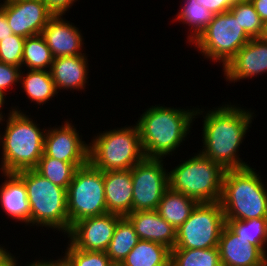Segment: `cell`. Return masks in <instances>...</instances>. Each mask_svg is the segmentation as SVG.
I'll use <instances>...</instances> for the list:
<instances>
[{
	"label": "cell",
	"mask_w": 267,
	"mask_h": 266,
	"mask_svg": "<svg viewBox=\"0 0 267 266\" xmlns=\"http://www.w3.org/2000/svg\"><path fill=\"white\" fill-rule=\"evenodd\" d=\"M84 165L86 164H72L60 161L43 153L34 170L53 184L67 190L76 170Z\"/></svg>",
	"instance_id": "83f0119b"
},
{
	"label": "cell",
	"mask_w": 267,
	"mask_h": 266,
	"mask_svg": "<svg viewBox=\"0 0 267 266\" xmlns=\"http://www.w3.org/2000/svg\"><path fill=\"white\" fill-rule=\"evenodd\" d=\"M88 54L56 57L50 68L57 91H85L89 83ZM88 80V81H87ZM62 90V91H61Z\"/></svg>",
	"instance_id": "d6986e66"
},
{
	"label": "cell",
	"mask_w": 267,
	"mask_h": 266,
	"mask_svg": "<svg viewBox=\"0 0 267 266\" xmlns=\"http://www.w3.org/2000/svg\"><path fill=\"white\" fill-rule=\"evenodd\" d=\"M60 259L67 266H115L104 251H86L75 248L69 241Z\"/></svg>",
	"instance_id": "4dcf8cb0"
},
{
	"label": "cell",
	"mask_w": 267,
	"mask_h": 266,
	"mask_svg": "<svg viewBox=\"0 0 267 266\" xmlns=\"http://www.w3.org/2000/svg\"><path fill=\"white\" fill-rule=\"evenodd\" d=\"M66 191L70 228L81 219L107 214L103 171L89 162L76 170Z\"/></svg>",
	"instance_id": "9c48e42d"
},
{
	"label": "cell",
	"mask_w": 267,
	"mask_h": 266,
	"mask_svg": "<svg viewBox=\"0 0 267 266\" xmlns=\"http://www.w3.org/2000/svg\"><path fill=\"white\" fill-rule=\"evenodd\" d=\"M260 174L252 166L226 170L219 200L225 220L267 218V181Z\"/></svg>",
	"instance_id": "277c9868"
},
{
	"label": "cell",
	"mask_w": 267,
	"mask_h": 266,
	"mask_svg": "<svg viewBox=\"0 0 267 266\" xmlns=\"http://www.w3.org/2000/svg\"><path fill=\"white\" fill-rule=\"evenodd\" d=\"M13 35L11 28L9 27L5 13L0 9V41L6 37Z\"/></svg>",
	"instance_id": "74e56055"
},
{
	"label": "cell",
	"mask_w": 267,
	"mask_h": 266,
	"mask_svg": "<svg viewBox=\"0 0 267 266\" xmlns=\"http://www.w3.org/2000/svg\"><path fill=\"white\" fill-rule=\"evenodd\" d=\"M0 9L13 34L25 38L40 35L55 15L43 0H1Z\"/></svg>",
	"instance_id": "7c38bea8"
},
{
	"label": "cell",
	"mask_w": 267,
	"mask_h": 266,
	"mask_svg": "<svg viewBox=\"0 0 267 266\" xmlns=\"http://www.w3.org/2000/svg\"><path fill=\"white\" fill-rule=\"evenodd\" d=\"M171 266H222L218 248L172 249Z\"/></svg>",
	"instance_id": "f546056e"
},
{
	"label": "cell",
	"mask_w": 267,
	"mask_h": 266,
	"mask_svg": "<svg viewBox=\"0 0 267 266\" xmlns=\"http://www.w3.org/2000/svg\"><path fill=\"white\" fill-rule=\"evenodd\" d=\"M57 259L55 260V259H41L47 266H67L60 258H59V256L58 257H56Z\"/></svg>",
	"instance_id": "60d3db41"
},
{
	"label": "cell",
	"mask_w": 267,
	"mask_h": 266,
	"mask_svg": "<svg viewBox=\"0 0 267 266\" xmlns=\"http://www.w3.org/2000/svg\"><path fill=\"white\" fill-rule=\"evenodd\" d=\"M8 249L0 244V266H6L15 257Z\"/></svg>",
	"instance_id": "f35d334b"
},
{
	"label": "cell",
	"mask_w": 267,
	"mask_h": 266,
	"mask_svg": "<svg viewBox=\"0 0 267 266\" xmlns=\"http://www.w3.org/2000/svg\"><path fill=\"white\" fill-rule=\"evenodd\" d=\"M222 266H263L267 256L247 239L236 235L226 224L218 242Z\"/></svg>",
	"instance_id": "e0dca14e"
},
{
	"label": "cell",
	"mask_w": 267,
	"mask_h": 266,
	"mask_svg": "<svg viewBox=\"0 0 267 266\" xmlns=\"http://www.w3.org/2000/svg\"><path fill=\"white\" fill-rule=\"evenodd\" d=\"M139 240L133 224L126 216H123L117 222L113 237L105 251L106 255L114 265L119 266Z\"/></svg>",
	"instance_id": "d4e9b609"
},
{
	"label": "cell",
	"mask_w": 267,
	"mask_h": 266,
	"mask_svg": "<svg viewBox=\"0 0 267 266\" xmlns=\"http://www.w3.org/2000/svg\"><path fill=\"white\" fill-rule=\"evenodd\" d=\"M197 204L196 200L169 187L156 211L177 230L188 219Z\"/></svg>",
	"instance_id": "603a6c76"
},
{
	"label": "cell",
	"mask_w": 267,
	"mask_h": 266,
	"mask_svg": "<svg viewBox=\"0 0 267 266\" xmlns=\"http://www.w3.org/2000/svg\"><path fill=\"white\" fill-rule=\"evenodd\" d=\"M229 11L250 38L262 37L265 24L250 1L236 2Z\"/></svg>",
	"instance_id": "1f68e13d"
},
{
	"label": "cell",
	"mask_w": 267,
	"mask_h": 266,
	"mask_svg": "<svg viewBox=\"0 0 267 266\" xmlns=\"http://www.w3.org/2000/svg\"><path fill=\"white\" fill-rule=\"evenodd\" d=\"M53 60L54 56L41 34L25 38L22 69L50 71Z\"/></svg>",
	"instance_id": "4316f807"
},
{
	"label": "cell",
	"mask_w": 267,
	"mask_h": 266,
	"mask_svg": "<svg viewBox=\"0 0 267 266\" xmlns=\"http://www.w3.org/2000/svg\"><path fill=\"white\" fill-rule=\"evenodd\" d=\"M225 221L236 235L247 239L267 256V218Z\"/></svg>",
	"instance_id": "f1b7e54d"
},
{
	"label": "cell",
	"mask_w": 267,
	"mask_h": 266,
	"mask_svg": "<svg viewBox=\"0 0 267 266\" xmlns=\"http://www.w3.org/2000/svg\"><path fill=\"white\" fill-rule=\"evenodd\" d=\"M222 71L229 84L267 74V41L262 37L251 38Z\"/></svg>",
	"instance_id": "9a60e30c"
},
{
	"label": "cell",
	"mask_w": 267,
	"mask_h": 266,
	"mask_svg": "<svg viewBox=\"0 0 267 266\" xmlns=\"http://www.w3.org/2000/svg\"><path fill=\"white\" fill-rule=\"evenodd\" d=\"M126 217L133 224L140 240L160 243L170 250L175 247L177 230L156 210L135 211Z\"/></svg>",
	"instance_id": "ffe728a7"
},
{
	"label": "cell",
	"mask_w": 267,
	"mask_h": 266,
	"mask_svg": "<svg viewBox=\"0 0 267 266\" xmlns=\"http://www.w3.org/2000/svg\"><path fill=\"white\" fill-rule=\"evenodd\" d=\"M65 120L61 126L47 127L44 137V154L72 164H87L89 143L82 139L83 136L80 135L72 119Z\"/></svg>",
	"instance_id": "4fadbf2b"
},
{
	"label": "cell",
	"mask_w": 267,
	"mask_h": 266,
	"mask_svg": "<svg viewBox=\"0 0 267 266\" xmlns=\"http://www.w3.org/2000/svg\"><path fill=\"white\" fill-rule=\"evenodd\" d=\"M23 70V71H22ZM20 73L19 86L25 92L26 99L35 103L37 109L41 105L49 103L54 97L58 98L57 88L51 77L50 71L47 70H28L22 69ZM26 72V73H25Z\"/></svg>",
	"instance_id": "7402d4cb"
},
{
	"label": "cell",
	"mask_w": 267,
	"mask_h": 266,
	"mask_svg": "<svg viewBox=\"0 0 267 266\" xmlns=\"http://www.w3.org/2000/svg\"><path fill=\"white\" fill-rule=\"evenodd\" d=\"M236 2L250 1V0H235Z\"/></svg>",
	"instance_id": "f6af8a7d"
},
{
	"label": "cell",
	"mask_w": 267,
	"mask_h": 266,
	"mask_svg": "<svg viewBox=\"0 0 267 266\" xmlns=\"http://www.w3.org/2000/svg\"><path fill=\"white\" fill-rule=\"evenodd\" d=\"M21 70V67L9 65L0 61V91L6 96L9 94L8 92L12 90L11 87L19 85Z\"/></svg>",
	"instance_id": "836d02e7"
},
{
	"label": "cell",
	"mask_w": 267,
	"mask_h": 266,
	"mask_svg": "<svg viewBox=\"0 0 267 266\" xmlns=\"http://www.w3.org/2000/svg\"><path fill=\"white\" fill-rule=\"evenodd\" d=\"M122 217L107 213L81 219L71 226L67 241L80 250L105 252Z\"/></svg>",
	"instance_id": "5bb4252c"
},
{
	"label": "cell",
	"mask_w": 267,
	"mask_h": 266,
	"mask_svg": "<svg viewBox=\"0 0 267 266\" xmlns=\"http://www.w3.org/2000/svg\"><path fill=\"white\" fill-rule=\"evenodd\" d=\"M262 38L267 41V23H265Z\"/></svg>",
	"instance_id": "ee69618b"
},
{
	"label": "cell",
	"mask_w": 267,
	"mask_h": 266,
	"mask_svg": "<svg viewBox=\"0 0 267 266\" xmlns=\"http://www.w3.org/2000/svg\"><path fill=\"white\" fill-rule=\"evenodd\" d=\"M226 224L220 202L198 203L188 219L177 229L173 249L218 248Z\"/></svg>",
	"instance_id": "30bf717a"
},
{
	"label": "cell",
	"mask_w": 267,
	"mask_h": 266,
	"mask_svg": "<svg viewBox=\"0 0 267 266\" xmlns=\"http://www.w3.org/2000/svg\"><path fill=\"white\" fill-rule=\"evenodd\" d=\"M96 134L88 142V162L103 172L129 170L145 158L136 123Z\"/></svg>",
	"instance_id": "8992f818"
},
{
	"label": "cell",
	"mask_w": 267,
	"mask_h": 266,
	"mask_svg": "<svg viewBox=\"0 0 267 266\" xmlns=\"http://www.w3.org/2000/svg\"><path fill=\"white\" fill-rule=\"evenodd\" d=\"M81 31L74 23L65 19L64 14H55L41 35L45 38L54 58L86 55L87 53H83L85 43Z\"/></svg>",
	"instance_id": "2e32d148"
},
{
	"label": "cell",
	"mask_w": 267,
	"mask_h": 266,
	"mask_svg": "<svg viewBox=\"0 0 267 266\" xmlns=\"http://www.w3.org/2000/svg\"><path fill=\"white\" fill-rule=\"evenodd\" d=\"M5 103L8 105V103H7V97H6V95L4 93H2L0 91V117L1 118H4L5 116H7V114H10L13 111V107L11 106L10 108H8V110H6V111H8V113L5 114V112L3 111V108L5 106L4 105Z\"/></svg>",
	"instance_id": "ab89813d"
},
{
	"label": "cell",
	"mask_w": 267,
	"mask_h": 266,
	"mask_svg": "<svg viewBox=\"0 0 267 266\" xmlns=\"http://www.w3.org/2000/svg\"><path fill=\"white\" fill-rule=\"evenodd\" d=\"M107 213L127 216L132 212L131 169L103 172Z\"/></svg>",
	"instance_id": "44dd1931"
},
{
	"label": "cell",
	"mask_w": 267,
	"mask_h": 266,
	"mask_svg": "<svg viewBox=\"0 0 267 266\" xmlns=\"http://www.w3.org/2000/svg\"><path fill=\"white\" fill-rule=\"evenodd\" d=\"M261 20L267 23V0H250Z\"/></svg>",
	"instance_id": "8d00e7d4"
},
{
	"label": "cell",
	"mask_w": 267,
	"mask_h": 266,
	"mask_svg": "<svg viewBox=\"0 0 267 266\" xmlns=\"http://www.w3.org/2000/svg\"><path fill=\"white\" fill-rule=\"evenodd\" d=\"M171 250L147 240H139L119 266H169Z\"/></svg>",
	"instance_id": "cb8c5ba5"
},
{
	"label": "cell",
	"mask_w": 267,
	"mask_h": 266,
	"mask_svg": "<svg viewBox=\"0 0 267 266\" xmlns=\"http://www.w3.org/2000/svg\"><path fill=\"white\" fill-rule=\"evenodd\" d=\"M25 37L11 35L0 41V61L22 68V55Z\"/></svg>",
	"instance_id": "d6a6232c"
},
{
	"label": "cell",
	"mask_w": 267,
	"mask_h": 266,
	"mask_svg": "<svg viewBox=\"0 0 267 266\" xmlns=\"http://www.w3.org/2000/svg\"><path fill=\"white\" fill-rule=\"evenodd\" d=\"M18 257H20V256H17V258H16V255H15V257L6 266H20L19 264L21 261Z\"/></svg>",
	"instance_id": "7bdbcfd3"
},
{
	"label": "cell",
	"mask_w": 267,
	"mask_h": 266,
	"mask_svg": "<svg viewBox=\"0 0 267 266\" xmlns=\"http://www.w3.org/2000/svg\"><path fill=\"white\" fill-rule=\"evenodd\" d=\"M20 266H22V265L20 264ZM24 266H47V265L40 259V257L38 259L36 257V259L34 261H32L30 263L28 261V262H26V264H24Z\"/></svg>",
	"instance_id": "b9f144b4"
},
{
	"label": "cell",
	"mask_w": 267,
	"mask_h": 266,
	"mask_svg": "<svg viewBox=\"0 0 267 266\" xmlns=\"http://www.w3.org/2000/svg\"><path fill=\"white\" fill-rule=\"evenodd\" d=\"M148 106L135 122L146 158L165 159L178 153V148L191 135L197 107ZM177 151V152H176Z\"/></svg>",
	"instance_id": "7a4b0ae2"
},
{
	"label": "cell",
	"mask_w": 267,
	"mask_h": 266,
	"mask_svg": "<svg viewBox=\"0 0 267 266\" xmlns=\"http://www.w3.org/2000/svg\"><path fill=\"white\" fill-rule=\"evenodd\" d=\"M251 38L230 12L215 14L213 20L191 43L210 62L225 67Z\"/></svg>",
	"instance_id": "ba28073f"
},
{
	"label": "cell",
	"mask_w": 267,
	"mask_h": 266,
	"mask_svg": "<svg viewBox=\"0 0 267 266\" xmlns=\"http://www.w3.org/2000/svg\"><path fill=\"white\" fill-rule=\"evenodd\" d=\"M12 107L13 111L0 120L1 126L5 125L4 131L0 132V172L5 173H16L36 167L44 153L47 130L44 127L41 129L40 124L32 119L33 116L27 115L28 111L24 112L25 110H21L17 105Z\"/></svg>",
	"instance_id": "3957f363"
},
{
	"label": "cell",
	"mask_w": 267,
	"mask_h": 266,
	"mask_svg": "<svg viewBox=\"0 0 267 266\" xmlns=\"http://www.w3.org/2000/svg\"><path fill=\"white\" fill-rule=\"evenodd\" d=\"M180 10L176 12V17L173 20L188 25L187 33L188 44L192 47L191 43L198 37V35L207 27L213 20L215 14L207 10L205 7L200 6L198 2H183Z\"/></svg>",
	"instance_id": "484cf974"
},
{
	"label": "cell",
	"mask_w": 267,
	"mask_h": 266,
	"mask_svg": "<svg viewBox=\"0 0 267 266\" xmlns=\"http://www.w3.org/2000/svg\"><path fill=\"white\" fill-rule=\"evenodd\" d=\"M1 173L5 179L0 186L2 212L13 221L31 228V207L23 180L16 173Z\"/></svg>",
	"instance_id": "ac0fdd59"
},
{
	"label": "cell",
	"mask_w": 267,
	"mask_h": 266,
	"mask_svg": "<svg viewBox=\"0 0 267 266\" xmlns=\"http://www.w3.org/2000/svg\"><path fill=\"white\" fill-rule=\"evenodd\" d=\"M182 2H198L213 14L227 12L236 3L235 0H182Z\"/></svg>",
	"instance_id": "e575fe53"
},
{
	"label": "cell",
	"mask_w": 267,
	"mask_h": 266,
	"mask_svg": "<svg viewBox=\"0 0 267 266\" xmlns=\"http://www.w3.org/2000/svg\"><path fill=\"white\" fill-rule=\"evenodd\" d=\"M23 180L31 207V228L52 229L66 238L70 231L67 191L44 178L34 169L16 172ZM44 227V228H43Z\"/></svg>",
	"instance_id": "5b68a950"
},
{
	"label": "cell",
	"mask_w": 267,
	"mask_h": 266,
	"mask_svg": "<svg viewBox=\"0 0 267 266\" xmlns=\"http://www.w3.org/2000/svg\"><path fill=\"white\" fill-rule=\"evenodd\" d=\"M165 162L164 159L145 157L131 169L132 212L157 209L169 188V169H166Z\"/></svg>",
	"instance_id": "8fae6325"
},
{
	"label": "cell",
	"mask_w": 267,
	"mask_h": 266,
	"mask_svg": "<svg viewBox=\"0 0 267 266\" xmlns=\"http://www.w3.org/2000/svg\"><path fill=\"white\" fill-rule=\"evenodd\" d=\"M227 103V104H225ZM223 102L213 109L196 108L195 119H202V147L197 150L213 162L227 169H242L251 166L240 156V146L252 127L255 110L238 103ZM209 109V110H208ZM253 120V121H252Z\"/></svg>",
	"instance_id": "6da1fadb"
},
{
	"label": "cell",
	"mask_w": 267,
	"mask_h": 266,
	"mask_svg": "<svg viewBox=\"0 0 267 266\" xmlns=\"http://www.w3.org/2000/svg\"><path fill=\"white\" fill-rule=\"evenodd\" d=\"M193 154L168 170L169 187L198 203L218 202L226 169L199 151Z\"/></svg>",
	"instance_id": "52a82bcc"
},
{
	"label": "cell",
	"mask_w": 267,
	"mask_h": 266,
	"mask_svg": "<svg viewBox=\"0 0 267 266\" xmlns=\"http://www.w3.org/2000/svg\"><path fill=\"white\" fill-rule=\"evenodd\" d=\"M46 5L54 12V14H64L69 12L74 3L79 0H43Z\"/></svg>",
	"instance_id": "d590c367"
}]
</instances>
